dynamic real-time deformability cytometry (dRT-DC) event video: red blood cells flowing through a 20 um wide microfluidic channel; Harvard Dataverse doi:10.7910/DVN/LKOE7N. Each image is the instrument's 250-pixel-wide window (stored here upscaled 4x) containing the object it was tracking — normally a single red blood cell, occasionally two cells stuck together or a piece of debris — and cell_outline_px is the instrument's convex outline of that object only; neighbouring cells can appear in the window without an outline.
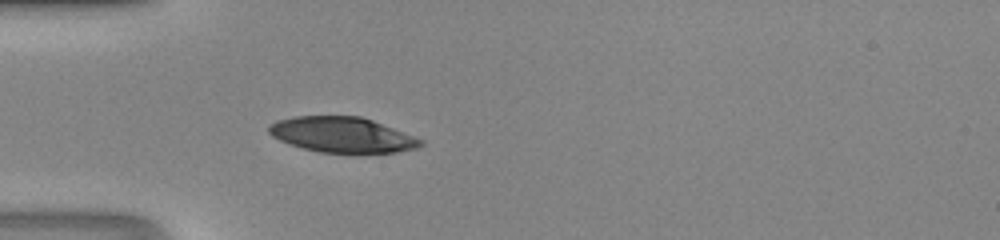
{"species": "human", "species_latin": "Homo sapiens", "temperature_condition": "room temperature", "stored_images_in_passage": 33, "camera_frame_rate_fps": 3000, "um_per_image_px": 0.085, "donor": {"sex": "male"}, "frame": {"image": 1, "passage_image": 1, "time_ms": 0.0, "image_size_px": [1000, 240], "cell_outline_px": [[424, 144], [416, 148], [396, 152], [320, 152], [288, 144], [272, 136], [268, 132], [268, 124], [276, 120], [296, 116], [360, 116], [372, 120], [424, 140]], "centroid_in_image_um": [29.04, 11.44], "position_along_channel_um": 56.0, "area_um2": 31.04}}
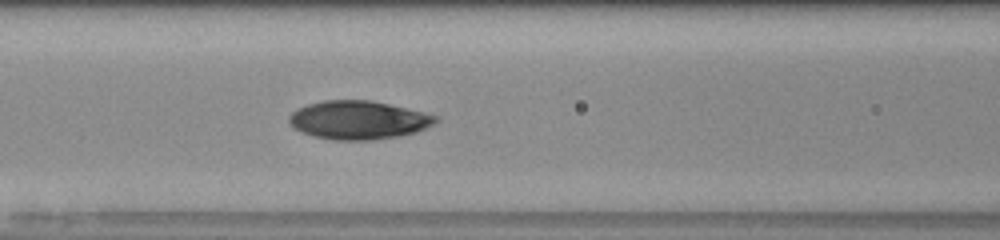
{"frame": {"image": 2, "passage_image": 7, "time_ms": 2.0, "image_size_px": [1000, 240], "cell_outline_px": [[440, 120], [436, 124], [416, 132], [396, 136], [372, 140], [332, 140], [312, 136], [300, 132], [288, 120], [288, 116], [296, 108], [308, 104], [324, 100], [372, 100], [424, 112], [440, 116]], "centroid_in_image_um": [30.49, 10.2], "position_along_channel_um": 136.1, "area_um2": 33.12}}
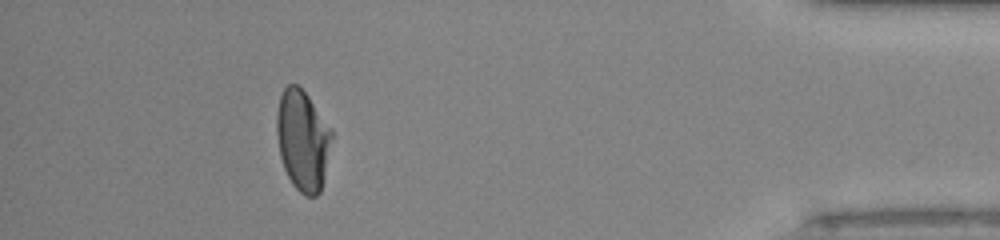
{"frame": {"image": 3, "passage_image": 29, "time_ms": 9.333, "image_size_px": [1000, 240], "cell_outline_px": [[332, 136], [324, 176], [320, 192], [316, 196], [304, 196], [292, 184], [284, 168], [280, 156], [276, 132], [276, 112], [280, 96], [284, 88], [288, 84], [296, 84], [308, 96], [332, 128]], "centroid_in_image_um": [25.72, 11.91], "position_along_channel_um": 409.5, "area_um2": 32.19}}